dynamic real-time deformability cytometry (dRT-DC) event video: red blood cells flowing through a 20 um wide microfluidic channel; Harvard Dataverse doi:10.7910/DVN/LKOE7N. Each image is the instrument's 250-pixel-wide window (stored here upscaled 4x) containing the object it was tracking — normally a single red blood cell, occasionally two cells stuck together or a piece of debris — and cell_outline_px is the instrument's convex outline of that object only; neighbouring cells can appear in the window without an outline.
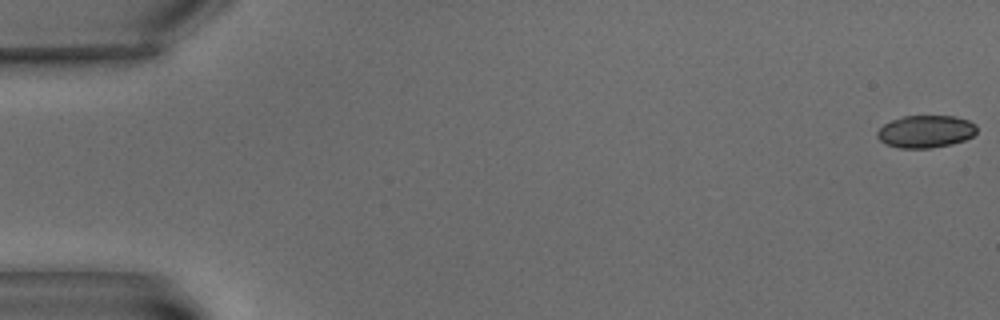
{"species": "common noctule bat (a hibernating species)", "species_latin": "Nyctalus noctula", "temperature_condition": "warm", "stored_images_in_passage": 8, "camera_frame_rate_fps": 3000, "um_per_image_px": 0.085, "animal": {"sex": "male", "body_mass_g": 15.6}, "frame": {"image": 1, "passage_image": 1, "time_ms": 0.0, "image_size_px": [1000, 320], "cell_outline_px": [[976, 132], [972, 136], [964, 140], [952, 144], [932, 148], [900, 148], [888, 144], [880, 140], [876, 136], [876, 132], [884, 124], [892, 120], [904, 116], [956, 116], [968, 120], [976, 124]], "centroid_in_image_um": [78.69, 11.17], "position_along_channel_um": 6.3, "area_um2": 18.79}}
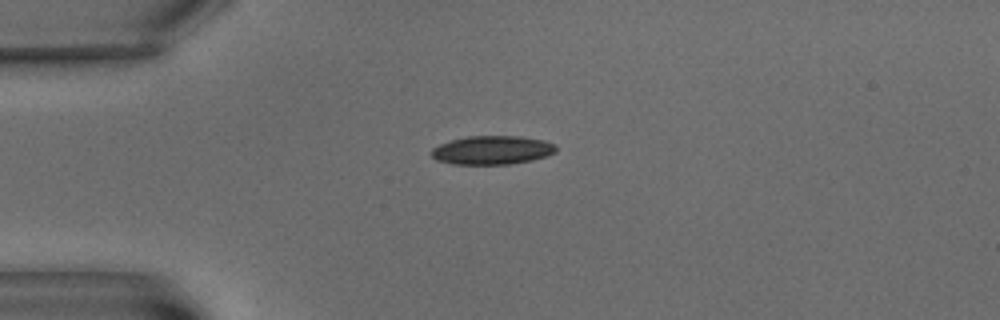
{"frame": {"image": 2, "passage_image": 6, "time_ms": 5.667, "image_size_px": [1000, 320], "cell_outline_px": [[556, 152], [548, 156], [532, 160], [508, 164], [452, 164], [436, 160], [428, 152], [432, 148], [440, 144], [452, 140], [468, 136], [520, 136], [544, 140], [556, 144]], "centroid_in_image_um": [41.84, 12.76], "position_along_channel_um": 43.2, "area_um2": 20.98}}
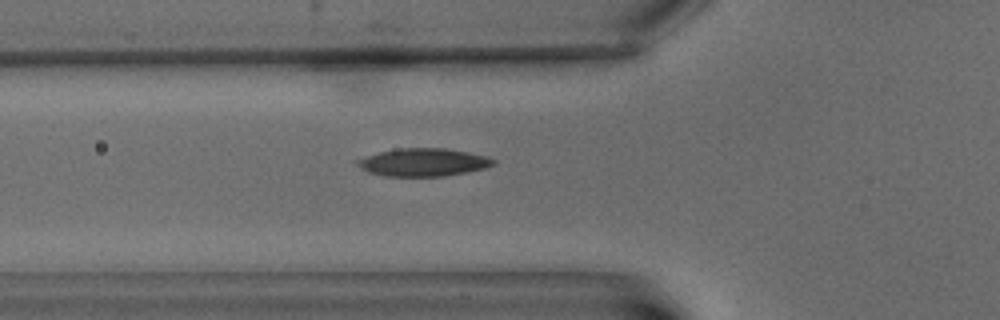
{"frame": {"image": 3, "passage_image": 8, "time_ms": 8.0, "image_size_px": [1000, 320], "cell_outline_px": [[496, 164], [484, 168], [444, 176], [384, 176], [368, 172], [360, 168], [356, 164], [356, 160], [380, 152], [400, 148], [444, 148], [484, 156], [496, 160]], "centroid_in_image_um": [35.95, 13.8], "position_along_channel_um": 89.9, "area_um2": 21.73}}